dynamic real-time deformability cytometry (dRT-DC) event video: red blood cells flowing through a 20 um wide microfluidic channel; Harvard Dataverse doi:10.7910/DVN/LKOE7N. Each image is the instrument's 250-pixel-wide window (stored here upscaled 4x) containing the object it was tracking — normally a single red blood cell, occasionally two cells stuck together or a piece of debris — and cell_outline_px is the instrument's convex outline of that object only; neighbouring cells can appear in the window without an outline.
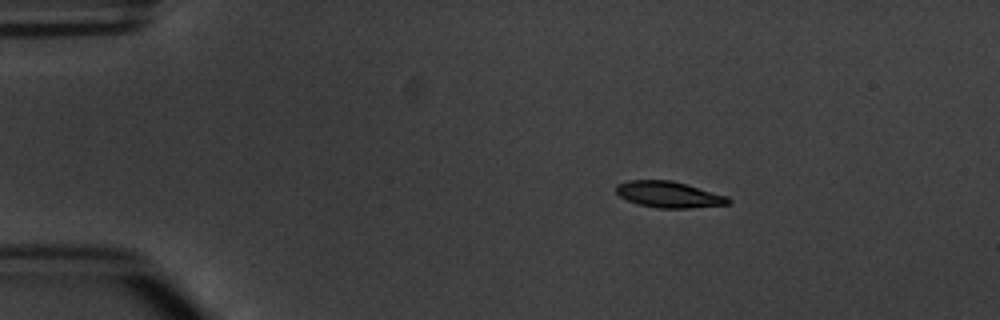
{"species": "common noctule bat (a hibernating species)", "species_latin": "Nyctalus noctula", "temperature_condition": "warm", "stored_images_in_passage": 4, "camera_frame_rate_fps": 3000, "um_per_image_px": 0.085, "animal": {"sex": "male", "body_mass_g": 20.1, "forearm_length_mm": 53.5}, "frame": {"image": 1, "passage_image": 1, "time_ms": 0.0, "image_size_px": [1000, 320], "cell_outline_px": [[732, 200], [728, 204], [692, 208], [660, 208], [640, 204], [628, 200], [620, 196], [616, 192], [616, 184], [628, 180], [672, 180], [728, 196]], "centroid_in_image_um": [56.87, 16.53], "position_along_channel_um": 28.1, "area_um2": 17.05}}